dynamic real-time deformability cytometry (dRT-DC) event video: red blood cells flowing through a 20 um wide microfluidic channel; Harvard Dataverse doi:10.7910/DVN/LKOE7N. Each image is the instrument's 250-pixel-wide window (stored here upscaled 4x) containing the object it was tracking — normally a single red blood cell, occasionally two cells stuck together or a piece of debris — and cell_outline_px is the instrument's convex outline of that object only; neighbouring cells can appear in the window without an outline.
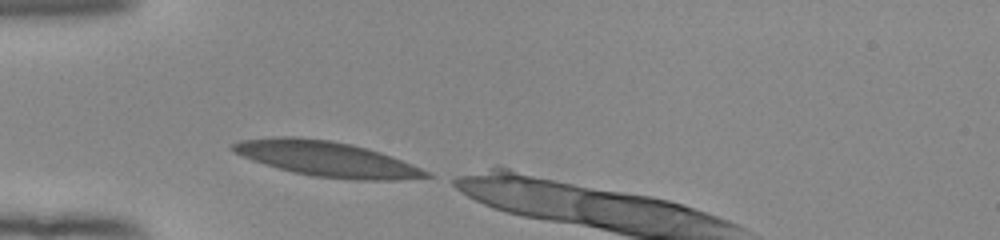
{"species": "human", "species_latin": "Homo sapiens", "temperature_condition": "room temperature", "stored_images_in_passage": 9, "camera_frame_rate_fps": 3000, "um_per_image_px": 0.085, "donor": {"sex": "female"}, "frame": {"image": 1, "passage_image": 1, "time_ms": 0.0, "image_size_px": [1000, 240], "cell_outline_px": [[436, 176], [396, 180], [356, 180], [312, 176], [280, 168], [252, 160], [228, 148], [232, 144], [240, 140], [280, 136], [292, 136], [332, 140], [352, 144], [368, 148], [392, 156], [432, 172]], "centroid_in_image_um": [27.84, 13.5], "position_along_channel_um": 57.2, "area_um2": 39.54}}
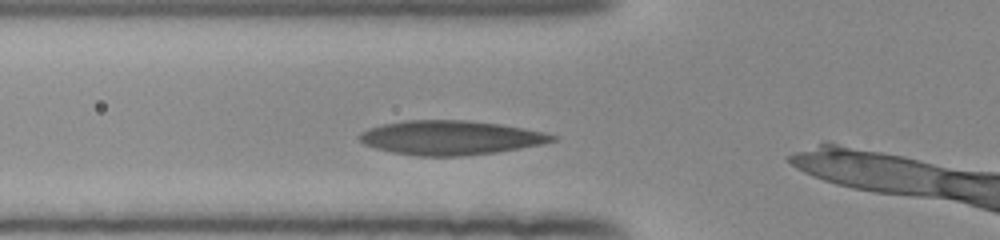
{"frame": {"image": 2, "passage_image": 4, "time_ms": 1.0, "image_size_px": [1000, 240], "cell_outline_px": [[560, 136], [556, 140], [540, 144], [496, 152], [460, 156], [416, 156], [392, 152], [376, 148], [364, 144], [356, 136], [360, 132], [368, 128], [384, 124], [404, 120], [468, 120], [500, 124], [524, 128], [544, 132]], "centroid_in_image_um": [38.27, 11.7], "position_along_channel_um": 87.5, "area_um2": 38.49}}
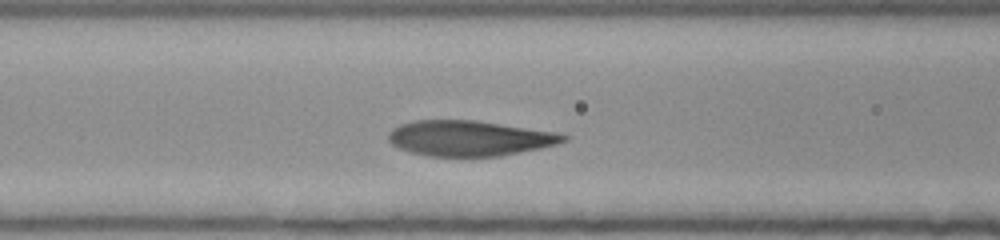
{"frame": {"image": 3, "passage_image": 7, "time_ms": 2.0, "image_size_px": [1000, 240], "cell_outline_px": [[568, 140], [556, 144], [540, 148], [500, 156], [428, 156], [412, 152], [400, 148], [392, 144], [388, 140], [388, 132], [392, 128], [400, 124], [412, 120], [476, 120], [556, 132], [568, 136]], "centroid_in_image_um": [39.88, 11.74], "position_along_channel_um": 126.7, "area_um2": 36.07}}